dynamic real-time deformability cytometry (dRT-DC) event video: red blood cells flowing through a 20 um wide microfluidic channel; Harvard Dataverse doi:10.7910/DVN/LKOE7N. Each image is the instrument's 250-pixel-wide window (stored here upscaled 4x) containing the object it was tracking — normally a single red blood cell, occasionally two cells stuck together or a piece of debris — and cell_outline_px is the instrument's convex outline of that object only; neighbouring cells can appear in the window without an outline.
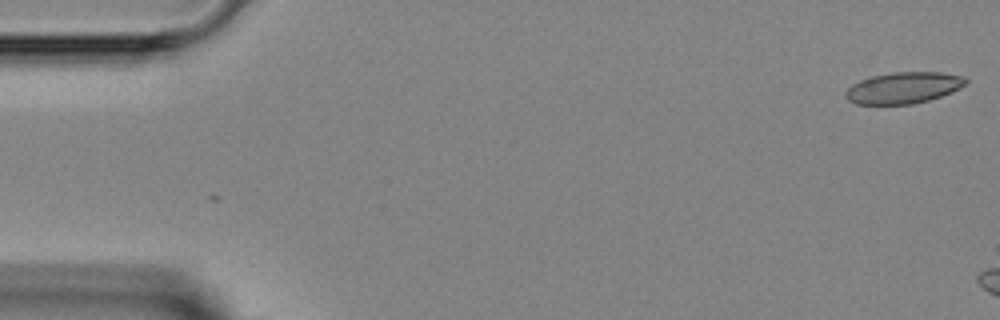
{"species": "Egyptian fruit bat (a non-hibernating species)", "species_latin": "Rousettus aegyptiacus", "temperature_condition": "room temperature", "stored_images_in_passage": 2, "camera_frame_rate_fps": 3000, "um_per_image_px": 0.085, "animal": {"sex": "female"}, "frame": {"image": 1, "passage_image": 1, "time_ms": 0.0, "image_size_px": [1000, 320], "cell_outline_px": [[968, 84], [952, 92], [928, 100], [912, 104], [856, 104], [848, 100], [844, 96], [844, 92], [852, 84], [860, 80], [872, 76], [892, 72], [940, 72], [964, 76], [968, 80]], "centroid_in_image_um": [76.8, 7.46], "position_along_channel_um": 8.2, "area_um2": 22.08}}